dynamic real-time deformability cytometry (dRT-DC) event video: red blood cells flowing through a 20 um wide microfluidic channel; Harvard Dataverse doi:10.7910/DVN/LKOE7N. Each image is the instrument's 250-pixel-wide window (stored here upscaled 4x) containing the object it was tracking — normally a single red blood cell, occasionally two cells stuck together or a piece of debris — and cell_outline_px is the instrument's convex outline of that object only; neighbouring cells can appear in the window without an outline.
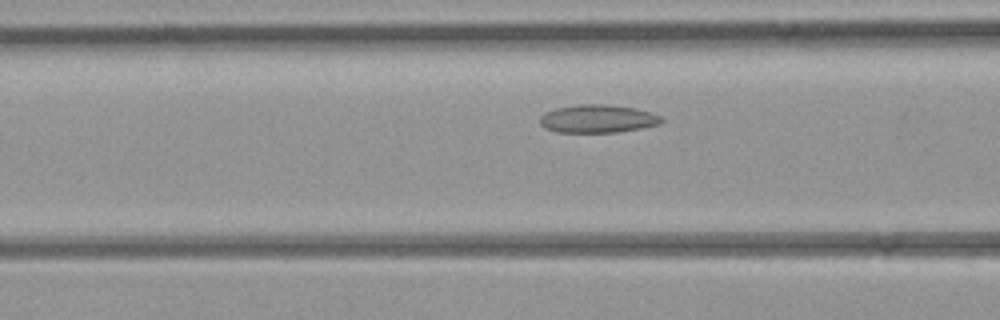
{"species": "common noctule bat (a hibernating species)", "species_latin": "Nyctalus noctula", "temperature_condition": "room temperature", "stored_images_in_passage": 8, "camera_frame_rate_fps": 3000, "um_per_image_px": 0.085, "animal": {"sex": "female", "body_mass_g": 21.9}, "frame": {"image": 1, "passage_image": 7, "time_ms": 8.0, "image_size_px": [1000, 320], "cell_outline_px": [[664, 120], [660, 124], [640, 128], [616, 132], [556, 132], [544, 128], [540, 124], [540, 116], [556, 108], [580, 104], [608, 104], [636, 108], [660, 116]], "centroid_in_image_um": [50.8, 10.09], "position_along_channel_um": 115.8, "area_um2": 19.77}}